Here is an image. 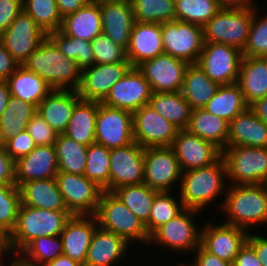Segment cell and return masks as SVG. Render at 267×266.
Listing matches in <instances>:
<instances>
[{"mask_svg":"<svg viewBox=\"0 0 267 266\" xmlns=\"http://www.w3.org/2000/svg\"><path fill=\"white\" fill-rule=\"evenodd\" d=\"M22 65L42 77L52 89L77 90L79 88L81 69L76 61L61 53L48 36Z\"/></svg>","mask_w":267,"mask_h":266,"instance_id":"6da1fadb","label":"cell"},{"mask_svg":"<svg viewBox=\"0 0 267 266\" xmlns=\"http://www.w3.org/2000/svg\"><path fill=\"white\" fill-rule=\"evenodd\" d=\"M72 214L68 210H47L20 205L14 230L4 240L18 254L40 236H58Z\"/></svg>","mask_w":267,"mask_h":266,"instance_id":"7a4b0ae2","label":"cell"},{"mask_svg":"<svg viewBox=\"0 0 267 266\" xmlns=\"http://www.w3.org/2000/svg\"><path fill=\"white\" fill-rule=\"evenodd\" d=\"M228 185L226 197L220 206L228 215L225 224L244 230L267 222V185ZM249 226V227H248Z\"/></svg>","mask_w":267,"mask_h":266,"instance_id":"3957f363","label":"cell"},{"mask_svg":"<svg viewBox=\"0 0 267 266\" xmlns=\"http://www.w3.org/2000/svg\"><path fill=\"white\" fill-rule=\"evenodd\" d=\"M224 177L227 170L222 156L212 165L182 172L179 199L185 208L201 211L225 189Z\"/></svg>","mask_w":267,"mask_h":266,"instance_id":"277c9868","label":"cell"},{"mask_svg":"<svg viewBox=\"0 0 267 266\" xmlns=\"http://www.w3.org/2000/svg\"><path fill=\"white\" fill-rule=\"evenodd\" d=\"M98 226L129 241L149 243L150 235L145 224L112 192L103 191L94 215Z\"/></svg>","mask_w":267,"mask_h":266,"instance_id":"5b68a950","label":"cell"},{"mask_svg":"<svg viewBox=\"0 0 267 266\" xmlns=\"http://www.w3.org/2000/svg\"><path fill=\"white\" fill-rule=\"evenodd\" d=\"M254 8L220 9L204 26V42L226 44L240 51L248 40Z\"/></svg>","mask_w":267,"mask_h":266,"instance_id":"8992f818","label":"cell"},{"mask_svg":"<svg viewBox=\"0 0 267 266\" xmlns=\"http://www.w3.org/2000/svg\"><path fill=\"white\" fill-rule=\"evenodd\" d=\"M232 185L267 183V148L236 146L222 151Z\"/></svg>","mask_w":267,"mask_h":266,"instance_id":"52a82bcc","label":"cell"},{"mask_svg":"<svg viewBox=\"0 0 267 266\" xmlns=\"http://www.w3.org/2000/svg\"><path fill=\"white\" fill-rule=\"evenodd\" d=\"M164 53L197 64L203 49V27L179 20L161 23Z\"/></svg>","mask_w":267,"mask_h":266,"instance_id":"ba28073f","label":"cell"},{"mask_svg":"<svg viewBox=\"0 0 267 266\" xmlns=\"http://www.w3.org/2000/svg\"><path fill=\"white\" fill-rule=\"evenodd\" d=\"M242 51L236 47L204 42L197 64L205 74L219 85L237 83Z\"/></svg>","mask_w":267,"mask_h":266,"instance_id":"9c48e42d","label":"cell"},{"mask_svg":"<svg viewBox=\"0 0 267 266\" xmlns=\"http://www.w3.org/2000/svg\"><path fill=\"white\" fill-rule=\"evenodd\" d=\"M55 179L72 215H95L104 191L101 187L80 174L58 172Z\"/></svg>","mask_w":267,"mask_h":266,"instance_id":"30bf717a","label":"cell"},{"mask_svg":"<svg viewBox=\"0 0 267 266\" xmlns=\"http://www.w3.org/2000/svg\"><path fill=\"white\" fill-rule=\"evenodd\" d=\"M134 142L132 113L98 101L95 143L108 149L124 147Z\"/></svg>","mask_w":267,"mask_h":266,"instance_id":"8fae6325","label":"cell"},{"mask_svg":"<svg viewBox=\"0 0 267 266\" xmlns=\"http://www.w3.org/2000/svg\"><path fill=\"white\" fill-rule=\"evenodd\" d=\"M134 141L144 149L171 146L180 130L149 104L132 113Z\"/></svg>","mask_w":267,"mask_h":266,"instance_id":"7c38bea8","label":"cell"},{"mask_svg":"<svg viewBox=\"0 0 267 266\" xmlns=\"http://www.w3.org/2000/svg\"><path fill=\"white\" fill-rule=\"evenodd\" d=\"M182 177V169L173 149L148 147L144 149V182L158 192H170L176 180Z\"/></svg>","mask_w":267,"mask_h":266,"instance_id":"4fadbf2b","label":"cell"},{"mask_svg":"<svg viewBox=\"0 0 267 266\" xmlns=\"http://www.w3.org/2000/svg\"><path fill=\"white\" fill-rule=\"evenodd\" d=\"M197 212L199 211L195 209L184 208L173 219L157 228L150 235L149 242L153 241L180 252L195 251L201 245V232L197 230L191 216L198 214Z\"/></svg>","mask_w":267,"mask_h":266,"instance_id":"5bb4252c","label":"cell"},{"mask_svg":"<svg viewBox=\"0 0 267 266\" xmlns=\"http://www.w3.org/2000/svg\"><path fill=\"white\" fill-rule=\"evenodd\" d=\"M47 34L24 11L0 35V41L13 58L22 65L38 48Z\"/></svg>","mask_w":267,"mask_h":266,"instance_id":"9a60e30c","label":"cell"},{"mask_svg":"<svg viewBox=\"0 0 267 266\" xmlns=\"http://www.w3.org/2000/svg\"><path fill=\"white\" fill-rule=\"evenodd\" d=\"M189 63L162 53L142 62L137 68L150 83L152 92L166 93L181 91Z\"/></svg>","mask_w":267,"mask_h":266,"instance_id":"2e32d148","label":"cell"},{"mask_svg":"<svg viewBox=\"0 0 267 266\" xmlns=\"http://www.w3.org/2000/svg\"><path fill=\"white\" fill-rule=\"evenodd\" d=\"M150 83L144 78L137 67H131L128 72L116 82L103 104L130 111L148 105L152 96Z\"/></svg>","mask_w":267,"mask_h":266,"instance_id":"e0dca14e","label":"cell"},{"mask_svg":"<svg viewBox=\"0 0 267 266\" xmlns=\"http://www.w3.org/2000/svg\"><path fill=\"white\" fill-rule=\"evenodd\" d=\"M144 182V148L136 141L127 146L111 149L110 192L126 185Z\"/></svg>","mask_w":267,"mask_h":266,"instance_id":"ac0fdd59","label":"cell"},{"mask_svg":"<svg viewBox=\"0 0 267 266\" xmlns=\"http://www.w3.org/2000/svg\"><path fill=\"white\" fill-rule=\"evenodd\" d=\"M130 62L94 64L81 70V82L77 89L82 100L102 102L131 68Z\"/></svg>","mask_w":267,"mask_h":266,"instance_id":"d6986e66","label":"cell"},{"mask_svg":"<svg viewBox=\"0 0 267 266\" xmlns=\"http://www.w3.org/2000/svg\"><path fill=\"white\" fill-rule=\"evenodd\" d=\"M170 147L182 172L212 165L222 156V151L217 146L191 134L187 129L178 131Z\"/></svg>","mask_w":267,"mask_h":266,"instance_id":"ffe728a7","label":"cell"},{"mask_svg":"<svg viewBox=\"0 0 267 266\" xmlns=\"http://www.w3.org/2000/svg\"><path fill=\"white\" fill-rule=\"evenodd\" d=\"M207 225L201 230V245L221 260L233 264L236 255L247 242L246 230L229 224Z\"/></svg>","mask_w":267,"mask_h":266,"instance_id":"44dd1931","label":"cell"},{"mask_svg":"<svg viewBox=\"0 0 267 266\" xmlns=\"http://www.w3.org/2000/svg\"><path fill=\"white\" fill-rule=\"evenodd\" d=\"M101 12L102 33L127 49L135 17L130 0H97Z\"/></svg>","mask_w":267,"mask_h":266,"instance_id":"7402d4cb","label":"cell"},{"mask_svg":"<svg viewBox=\"0 0 267 266\" xmlns=\"http://www.w3.org/2000/svg\"><path fill=\"white\" fill-rule=\"evenodd\" d=\"M58 160L54 145L36 146L32 152L15 161L16 186L30 180L55 178Z\"/></svg>","mask_w":267,"mask_h":266,"instance_id":"603a6c76","label":"cell"},{"mask_svg":"<svg viewBox=\"0 0 267 266\" xmlns=\"http://www.w3.org/2000/svg\"><path fill=\"white\" fill-rule=\"evenodd\" d=\"M97 227L98 222L94 215H72L60 234L63 255L84 265L87 250Z\"/></svg>","mask_w":267,"mask_h":266,"instance_id":"cb8c5ba5","label":"cell"},{"mask_svg":"<svg viewBox=\"0 0 267 266\" xmlns=\"http://www.w3.org/2000/svg\"><path fill=\"white\" fill-rule=\"evenodd\" d=\"M126 53L132 67L164 53L161 23L135 22Z\"/></svg>","mask_w":267,"mask_h":266,"instance_id":"d4e9b609","label":"cell"},{"mask_svg":"<svg viewBox=\"0 0 267 266\" xmlns=\"http://www.w3.org/2000/svg\"><path fill=\"white\" fill-rule=\"evenodd\" d=\"M81 100L77 90L53 89L37 106V113L57 134H64L75 105Z\"/></svg>","mask_w":267,"mask_h":266,"instance_id":"484cf974","label":"cell"},{"mask_svg":"<svg viewBox=\"0 0 267 266\" xmlns=\"http://www.w3.org/2000/svg\"><path fill=\"white\" fill-rule=\"evenodd\" d=\"M236 146L267 148V124L249 108L229 122L226 147Z\"/></svg>","mask_w":267,"mask_h":266,"instance_id":"4316f807","label":"cell"},{"mask_svg":"<svg viewBox=\"0 0 267 266\" xmlns=\"http://www.w3.org/2000/svg\"><path fill=\"white\" fill-rule=\"evenodd\" d=\"M60 32L91 42L102 33L101 12L97 0L88 1L76 12L62 18Z\"/></svg>","mask_w":267,"mask_h":266,"instance_id":"83f0119b","label":"cell"},{"mask_svg":"<svg viewBox=\"0 0 267 266\" xmlns=\"http://www.w3.org/2000/svg\"><path fill=\"white\" fill-rule=\"evenodd\" d=\"M128 245L123 238L98 226L83 266H111L123 257Z\"/></svg>","mask_w":267,"mask_h":266,"instance_id":"f1b7e54d","label":"cell"},{"mask_svg":"<svg viewBox=\"0 0 267 266\" xmlns=\"http://www.w3.org/2000/svg\"><path fill=\"white\" fill-rule=\"evenodd\" d=\"M19 189L21 205L47 210H68L55 178L30 180Z\"/></svg>","mask_w":267,"mask_h":266,"instance_id":"f546056e","label":"cell"},{"mask_svg":"<svg viewBox=\"0 0 267 266\" xmlns=\"http://www.w3.org/2000/svg\"><path fill=\"white\" fill-rule=\"evenodd\" d=\"M7 83L11 96L33 104H38L53 90L42 77L19 65L12 73Z\"/></svg>","mask_w":267,"mask_h":266,"instance_id":"4dcf8cb0","label":"cell"},{"mask_svg":"<svg viewBox=\"0 0 267 266\" xmlns=\"http://www.w3.org/2000/svg\"><path fill=\"white\" fill-rule=\"evenodd\" d=\"M237 84L248 105L267 96V68L263 61L243 56Z\"/></svg>","mask_w":267,"mask_h":266,"instance_id":"1f68e13d","label":"cell"},{"mask_svg":"<svg viewBox=\"0 0 267 266\" xmlns=\"http://www.w3.org/2000/svg\"><path fill=\"white\" fill-rule=\"evenodd\" d=\"M187 130L217 146L221 151L226 148L229 122L207 112L204 108L192 109Z\"/></svg>","mask_w":267,"mask_h":266,"instance_id":"d6a6232c","label":"cell"},{"mask_svg":"<svg viewBox=\"0 0 267 266\" xmlns=\"http://www.w3.org/2000/svg\"><path fill=\"white\" fill-rule=\"evenodd\" d=\"M97 111L98 101L81 99L75 105L64 135L85 146L95 143Z\"/></svg>","mask_w":267,"mask_h":266,"instance_id":"836d02e7","label":"cell"},{"mask_svg":"<svg viewBox=\"0 0 267 266\" xmlns=\"http://www.w3.org/2000/svg\"><path fill=\"white\" fill-rule=\"evenodd\" d=\"M220 85L211 80L198 64H189L181 92L192 109L203 108Z\"/></svg>","mask_w":267,"mask_h":266,"instance_id":"e575fe53","label":"cell"},{"mask_svg":"<svg viewBox=\"0 0 267 266\" xmlns=\"http://www.w3.org/2000/svg\"><path fill=\"white\" fill-rule=\"evenodd\" d=\"M149 105L174 124L180 130L187 129L190 123L192 108L181 91L158 93L153 92Z\"/></svg>","mask_w":267,"mask_h":266,"instance_id":"d590c367","label":"cell"},{"mask_svg":"<svg viewBox=\"0 0 267 266\" xmlns=\"http://www.w3.org/2000/svg\"><path fill=\"white\" fill-rule=\"evenodd\" d=\"M36 111L33 104L10 96L0 117V144L4 146L17 133L24 131Z\"/></svg>","mask_w":267,"mask_h":266,"instance_id":"8d00e7d4","label":"cell"},{"mask_svg":"<svg viewBox=\"0 0 267 266\" xmlns=\"http://www.w3.org/2000/svg\"><path fill=\"white\" fill-rule=\"evenodd\" d=\"M207 112L231 122L249 108L237 83L220 85L215 95L203 107Z\"/></svg>","mask_w":267,"mask_h":266,"instance_id":"74e56055","label":"cell"},{"mask_svg":"<svg viewBox=\"0 0 267 266\" xmlns=\"http://www.w3.org/2000/svg\"><path fill=\"white\" fill-rule=\"evenodd\" d=\"M54 147L59 172L84 175L87 146L75 142L64 134H58Z\"/></svg>","mask_w":267,"mask_h":266,"instance_id":"f35d334b","label":"cell"},{"mask_svg":"<svg viewBox=\"0 0 267 266\" xmlns=\"http://www.w3.org/2000/svg\"><path fill=\"white\" fill-rule=\"evenodd\" d=\"M112 193L125 204L144 224L149 220L152 204L158 191L145 183L116 188Z\"/></svg>","mask_w":267,"mask_h":266,"instance_id":"ab89813d","label":"cell"},{"mask_svg":"<svg viewBox=\"0 0 267 266\" xmlns=\"http://www.w3.org/2000/svg\"><path fill=\"white\" fill-rule=\"evenodd\" d=\"M21 254H23L24 257L21 258V256H23ZM61 255H63V246L61 237L58 235L40 236L34 239L18 256L26 264L44 266Z\"/></svg>","mask_w":267,"mask_h":266,"instance_id":"60d3db41","label":"cell"},{"mask_svg":"<svg viewBox=\"0 0 267 266\" xmlns=\"http://www.w3.org/2000/svg\"><path fill=\"white\" fill-rule=\"evenodd\" d=\"M110 152L105 146L93 143L87 146L84 176L104 191L110 192Z\"/></svg>","mask_w":267,"mask_h":266,"instance_id":"b9f144b4","label":"cell"},{"mask_svg":"<svg viewBox=\"0 0 267 266\" xmlns=\"http://www.w3.org/2000/svg\"><path fill=\"white\" fill-rule=\"evenodd\" d=\"M67 58L76 61L78 67L83 70L95 64L91 42L67 36L59 30L47 35Z\"/></svg>","mask_w":267,"mask_h":266,"instance_id":"7bdbcfd3","label":"cell"},{"mask_svg":"<svg viewBox=\"0 0 267 266\" xmlns=\"http://www.w3.org/2000/svg\"><path fill=\"white\" fill-rule=\"evenodd\" d=\"M136 22L164 23L175 20V0H130Z\"/></svg>","mask_w":267,"mask_h":266,"instance_id":"ee69618b","label":"cell"},{"mask_svg":"<svg viewBox=\"0 0 267 266\" xmlns=\"http://www.w3.org/2000/svg\"><path fill=\"white\" fill-rule=\"evenodd\" d=\"M220 9L216 0H175V20L203 27Z\"/></svg>","mask_w":267,"mask_h":266,"instance_id":"f6af8a7d","label":"cell"},{"mask_svg":"<svg viewBox=\"0 0 267 266\" xmlns=\"http://www.w3.org/2000/svg\"><path fill=\"white\" fill-rule=\"evenodd\" d=\"M23 11L48 35L60 30L62 16L56 0H23Z\"/></svg>","mask_w":267,"mask_h":266,"instance_id":"bcb514c9","label":"cell"},{"mask_svg":"<svg viewBox=\"0 0 267 266\" xmlns=\"http://www.w3.org/2000/svg\"><path fill=\"white\" fill-rule=\"evenodd\" d=\"M20 205V189L16 185L0 184V238L2 240H5L14 230Z\"/></svg>","mask_w":267,"mask_h":266,"instance_id":"7dc6e473","label":"cell"},{"mask_svg":"<svg viewBox=\"0 0 267 266\" xmlns=\"http://www.w3.org/2000/svg\"><path fill=\"white\" fill-rule=\"evenodd\" d=\"M178 201L169 192H158L155 195L149 220L145 224L149 235L161 225L173 219L185 208L181 199Z\"/></svg>","mask_w":267,"mask_h":266,"instance_id":"c3c4849f","label":"cell"},{"mask_svg":"<svg viewBox=\"0 0 267 266\" xmlns=\"http://www.w3.org/2000/svg\"><path fill=\"white\" fill-rule=\"evenodd\" d=\"M96 64L129 62L126 49L101 33L91 41Z\"/></svg>","mask_w":267,"mask_h":266,"instance_id":"681fc988","label":"cell"},{"mask_svg":"<svg viewBox=\"0 0 267 266\" xmlns=\"http://www.w3.org/2000/svg\"><path fill=\"white\" fill-rule=\"evenodd\" d=\"M256 11L254 8L248 40L242 51L245 57L260 58L267 53V17L257 20Z\"/></svg>","mask_w":267,"mask_h":266,"instance_id":"f907efd6","label":"cell"},{"mask_svg":"<svg viewBox=\"0 0 267 266\" xmlns=\"http://www.w3.org/2000/svg\"><path fill=\"white\" fill-rule=\"evenodd\" d=\"M26 130L36 146L54 145L57 140L58 134L37 112L30 119Z\"/></svg>","mask_w":267,"mask_h":266,"instance_id":"816d5d0a","label":"cell"},{"mask_svg":"<svg viewBox=\"0 0 267 266\" xmlns=\"http://www.w3.org/2000/svg\"><path fill=\"white\" fill-rule=\"evenodd\" d=\"M7 154L14 160L28 155L36 147L33 139L30 137L28 131L17 133L13 139L8 141L5 145Z\"/></svg>","mask_w":267,"mask_h":266,"instance_id":"f5cc1de1","label":"cell"},{"mask_svg":"<svg viewBox=\"0 0 267 266\" xmlns=\"http://www.w3.org/2000/svg\"><path fill=\"white\" fill-rule=\"evenodd\" d=\"M23 11V0H0V35Z\"/></svg>","mask_w":267,"mask_h":266,"instance_id":"db71d44e","label":"cell"},{"mask_svg":"<svg viewBox=\"0 0 267 266\" xmlns=\"http://www.w3.org/2000/svg\"><path fill=\"white\" fill-rule=\"evenodd\" d=\"M0 184L16 185L15 161L7 154L5 146L0 144Z\"/></svg>","mask_w":267,"mask_h":266,"instance_id":"11a10c76","label":"cell"},{"mask_svg":"<svg viewBox=\"0 0 267 266\" xmlns=\"http://www.w3.org/2000/svg\"><path fill=\"white\" fill-rule=\"evenodd\" d=\"M232 266H262L254 248L246 242L236 255Z\"/></svg>","mask_w":267,"mask_h":266,"instance_id":"9f6ffc18","label":"cell"},{"mask_svg":"<svg viewBox=\"0 0 267 266\" xmlns=\"http://www.w3.org/2000/svg\"><path fill=\"white\" fill-rule=\"evenodd\" d=\"M19 65L0 41V80H7Z\"/></svg>","mask_w":267,"mask_h":266,"instance_id":"6f0895ef","label":"cell"},{"mask_svg":"<svg viewBox=\"0 0 267 266\" xmlns=\"http://www.w3.org/2000/svg\"><path fill=\"white\" fill-rule=\"evenodd\" d=\"M195 264L190 266H232L231 263L221 260L216 255L207 251L202 245L197 248Z\"/></svg>","mask_w":267,"mask_h":266,"instance_id":"680465c9","label":"cell"},{"mask_svg":"<svg viewBox=\"0 0 267 266\" xmlns=\"http://www.w3.org/2000/svg\"><path fill=\"white\" fill-rule=\"evenodd\" d=\"M247 242L254 248L262 266H267V238L249 233Z\"/></svg>","mask_w":267,"mask_h":266,"instance_id":"91938a15","label":"cell"},{"mask_svg":"<svg viewBox=\"0 0 267 266\" xmlns=\"http://www.w3.org/2000/svg\"><path fill=\"white\" fill-rule=\"evenodd\" d=\"M90 0H56L60 15L65 17L68 14L76 12Z\"/></svg>","mask_w":267,"mask_h":266,"instance_id":"94428289","label":"cell"},{"mask_svg":"<svg viewBox=\"0 0 267 266\" xmlns=\"http://www.w3.org/2000/svg\"><path fill=\"white\" fill-rule=\"evenodd\" d=\"M249 109L262 121L267 124V96L255 100L249 105Z\"/></svg>","mask_w":267,"mask_h":266,"instance_id":"6125c7cd","label":"cell"},{"mask_svg":"<svg viewBox=\"0 0 267 266\" xmlns=\"http://www.w3.org/2000/svg\"><path fill=\"white\" fill-rule=\"evenodd\" d=\"M216 2L221 9L256 8L252 0H216Z\"/></svg>","mask_w":267,"mask_h":266,"instance_id":"be15d7a7","label":"cell"},{"mask_svg":"<svg viewBox=\"0 0 267 266\" xmlns=\"http://www.w3.org/2000/svg\"><path fill=\"white\" fill-rule=\"evenodd\" d=\"M10 96L7 80H0V117L6 109Z\"/></svg>","mask_w":267,"mask_h":266,"instance_id":"e7e4bbea","label":"cell"},{"mask_svg":"<svg viewBox=\"0 0 267 266\" xmlns=\"http://www.w3.org/2000/svg\"><path fill=\"white\" fill-rule=\"evenodd\" d=\"M44 266H83V265L80 264L78 261L71 259L70 257L61 255Z\"/></svg>","mask_w":267,"mask_h":266,"instance_id":"03108f58","label":"cell"},{"mask_svg":"<svg viewBox=\"0 0 267 266\" xmlns=\"http://www.w3.org/2000/svg\"><path fill=\"white\" fill-rule=\"evenodd\" d=\"M10 248L7 246V244L5 243V241L3 240L1 243H0V266H4L2 263V256L3 254L7 253V251H9ZM5 252V253H4Z\"/></svg>","mask_w":267,"mask_h":266,"instance_id":"003e7915","label":"cell"},{"mask_svg":"<svg viewBox=\"0 0 267 266\" xmlns=\"http://www.w3.org/2000/svg\"><path fill=\"white\" fill-rule=\"evenodd\" d=\"M9 266H33V265L26 264L21 259L17 258L14 259Z\"/></svg>","mask_w":267,"mask_h":266,"instance_id":"a7ac6f4b","label":"cell"},{"mask_svg":"<svg viewBox=\"0 0 267 266\" xmlns=\"http://www.w3.org/2000/svg\"><path fill=\"white\" fill-rule=\"evenodd\" d=\"M260 59L263 61V63L265 64L266 68H267V53L262 55L260 57Z\"/></svg>","mask_w":267,"mask_h":266,"instance_id":"89a4df30","label":"cell"}]
</instances>
